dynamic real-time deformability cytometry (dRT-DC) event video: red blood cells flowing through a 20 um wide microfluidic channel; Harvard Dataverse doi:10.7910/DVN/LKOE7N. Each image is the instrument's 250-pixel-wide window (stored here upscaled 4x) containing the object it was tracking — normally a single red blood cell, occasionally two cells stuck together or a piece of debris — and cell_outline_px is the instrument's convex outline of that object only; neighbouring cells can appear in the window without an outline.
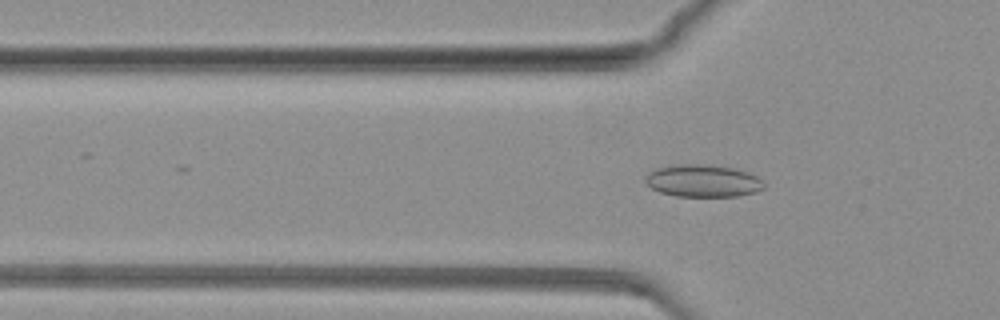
{"species": "common noctule bat (a hibernating species)", "species_latin": "Nyctalus noctula", "temperature_condition": "warm", "stored_images_in_passage": 41, "camera_frame_rate_fps": 3000, "um_per_image_px": 0.085, "animal": {"sex": "female", "body_mass_g": 19.3, "forearm_length_mm": 54.1}, "frame": {"image": 1, "passage_image": 4, "time_ms": 1.0, "image_size_px": [1000, 320], "cell_outline_px": [[764, 188], [756, 192], [736, 196], [676, 196], [660, 192], [652, 188], [644, 180], [644, 176], [648, 172], [656, 168], [676, 164], [708, 164], [736, 168], [748, 172], [764, 180]], "centroid_in_image_um": [59.75, 15.36], "position_along_channel_um": 66.0, "area_um2": 22.6}}
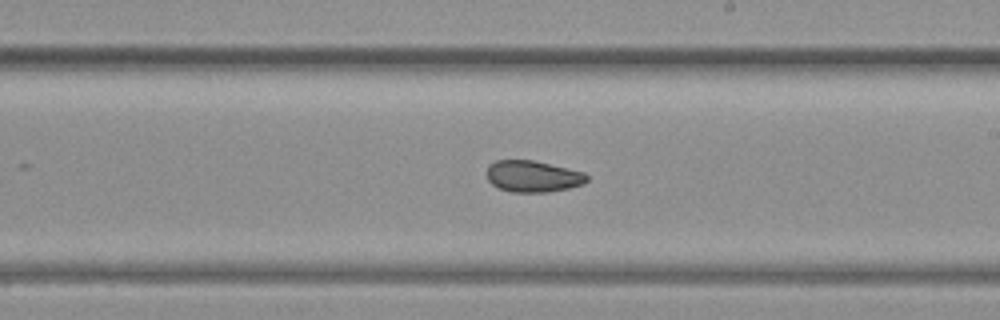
{"frame": {"image": 2, "passage_image": 25, "time_ms": 8.0, "image_size_px": [1000, 320], "cell_outline_px": [[588, 180], [584, 184], [568, 188], [548, 192], [512, 192], [496, 188], [488, 180], [488, 164], [496, 160], [532, 160], [584, 172], [588, 176]], "centroid_in_image_um": [45.29, 14.99], "position_along_channel_um": 243.7, "area_um2": 18.38}}
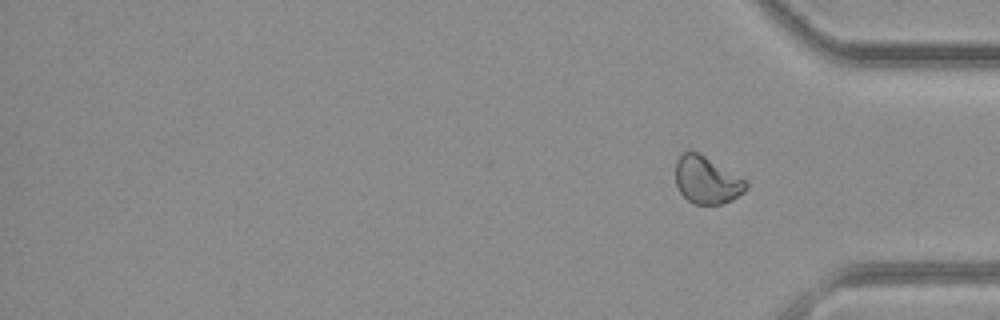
{"frame": {"image": 3, "passage_image": 41, "time_ms": 13.333, "image_size_px": [1000, 320], "cell_outline_px": [[748, 188], [744, 192], [732, 200], [720, 204], [696, 204], [688, 200], [680, 192], [676, 184], [676, 160], [684, 152], [696, 152], [704, 156], [744, 180], [748, 184]], "centroid_in_image_um": [60.06, 15.34], "position_along_channel_um": 375.1, "area_um2": 18.9}}